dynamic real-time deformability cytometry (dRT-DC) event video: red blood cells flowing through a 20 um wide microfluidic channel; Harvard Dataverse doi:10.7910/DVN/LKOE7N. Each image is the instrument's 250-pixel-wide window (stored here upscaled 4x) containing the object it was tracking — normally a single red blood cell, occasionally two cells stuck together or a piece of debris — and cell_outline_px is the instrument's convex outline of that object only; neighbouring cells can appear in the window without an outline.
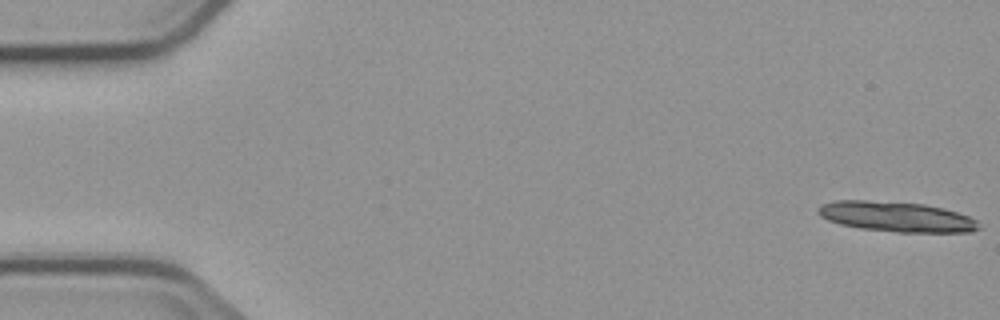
{"species": "common noctule bat (a hibernating species)", "species_latin": "Nyctalus noctula", "temperature_condition": "cold", "stored_images_in_passage": 11, "camera_frame_rate_fps": 3000, "um_per_image_px": 0.085, "animal": {"sex": "male", "body_mass_g": 23.1, "forearm_length_mm": 52.7}, "frame": {"image": 1, "passage_image": 1, "time_ms": 0.0, "image_size_px": [1000, 320], "cell_outline_px": [[980, 228], [972, 232], [896, 232], [860, 228], [840, 224], [828, 220], [820, 216], [816, 212], [820, 204], [832, 200], [868, 200], [924, 204], [944, 208], [968, 216], [976, 220]], "centroid_in_image_um": [76.15, 18.41], "position_along_channel_um": 8.8, "area_um2": 28.32}}
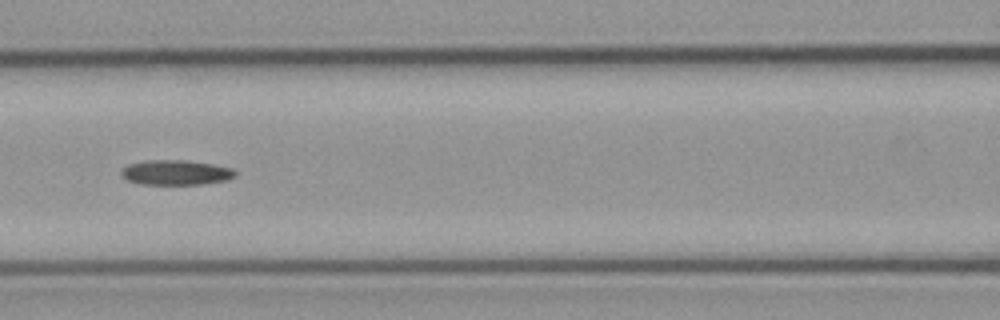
{"frame": {"image": 2, "passage_image": 7, "time_ms": 8.0, "image_size_px": [1000, 320], "cell_outline_px": [[236, 176], [228, 180], [200, 184], [140, 184], [128, 180], [120, 176], [120, 172], [128, 164], [148, 160], [184, 160], [216, 164], [232, 168], [236, 172]], "centroid_in_image_um": [14.97, 14.66], "position_along_channel_um": 151.6, "area_um2": 16.65}}
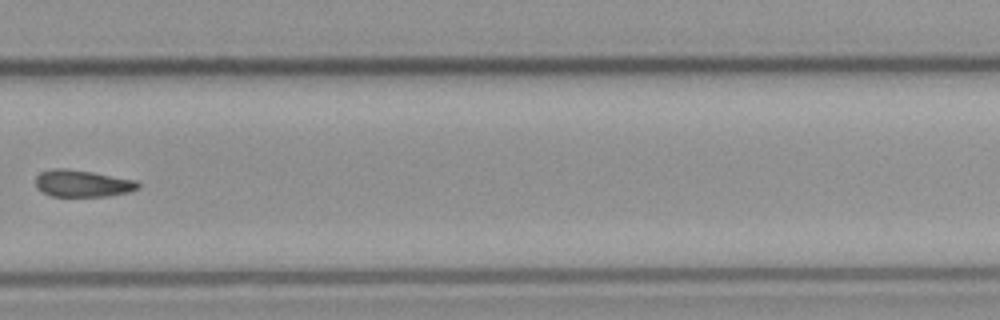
{"frame": {"image": 3, "passage_image": 11, "time_ms": 12.667, "image_size_px": [1000, 320], "cell_outline_px": [[140, 188], [128, 192], [108, 196], [52, 196], [36, 188], [36, 176], [40, 172], [52, 168], [68, 168], [92, 172], [136, 180], [140, 184]], "centroid_in_image_um": [7.0, 15.58], "position_along_channel_um": 322.8, "area_um2": 16.13}}